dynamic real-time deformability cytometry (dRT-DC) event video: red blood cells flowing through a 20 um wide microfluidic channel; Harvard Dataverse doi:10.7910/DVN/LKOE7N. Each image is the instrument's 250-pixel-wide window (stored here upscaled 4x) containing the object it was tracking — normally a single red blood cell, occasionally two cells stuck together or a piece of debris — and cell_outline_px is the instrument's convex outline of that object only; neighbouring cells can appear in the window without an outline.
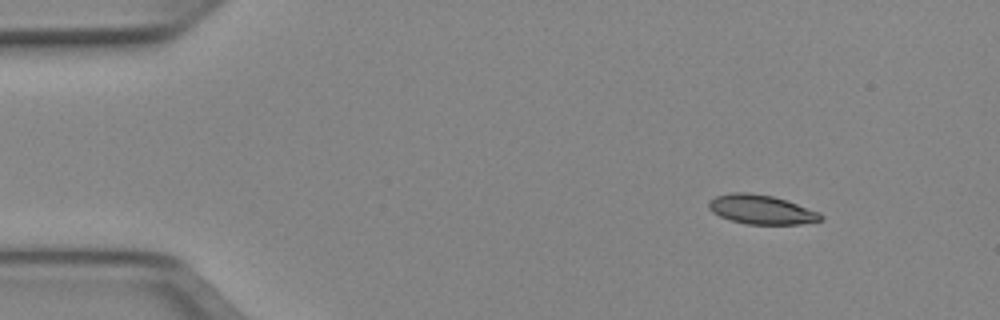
{"species": "Egyptian fruit bat (a non-hibernating species)", "species_latin": "Rousettus aegyptiacus", "temperature_condition": "cold", "stored_images_in_passage": 6, "camera_frame_rate_fps": 3000, "um_per_image_px": 0.085, "animal": {"sex": "female"}, "frame": {"image": 1, "passage_image": 1, "time_ms": 0.0, "image_size_px": [1000, 320], "cell_outline_px": [[824, 220], [800, 224], [744, 224], [720, 216], [712, 212], [708, 208], [708, 200], [716, 196], [732, 192], [748, 192], [772, 196], [820, 212], [824, 216]], "centroid_in_image_um": [64.7, 17.81], "position_along_channel_um": 20.3, "area_um2": 19.07}}
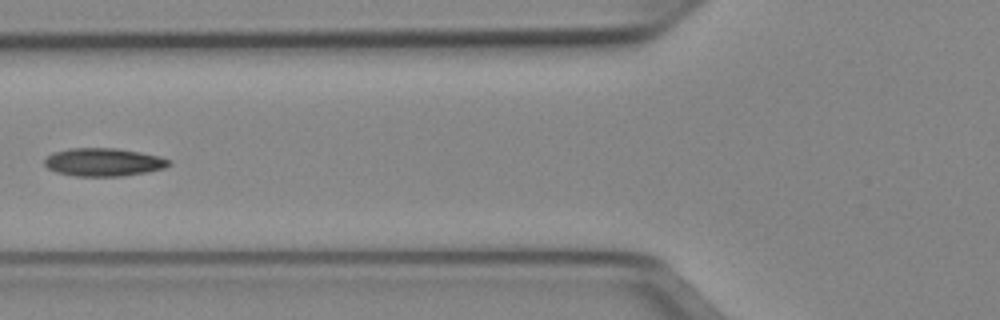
{"frame": {"image": 2, "passage_image": 5, "time_ms": 1.333, "image_size_px": [1000, 320], "cell_outline_px": [[172, 164], [164, 168], [148, 172], [120, 176], [76, 176], [56, 172], [48, 168], [44, 164], [44, 160], [52, 152], [68, 148], [116, 148], [140, 152], [160, 156], [172, 160]], "centroid_in_image_um": [8.82, 13.77], "position_along_channel_um": 117.0, "area_um2": 20.52}}
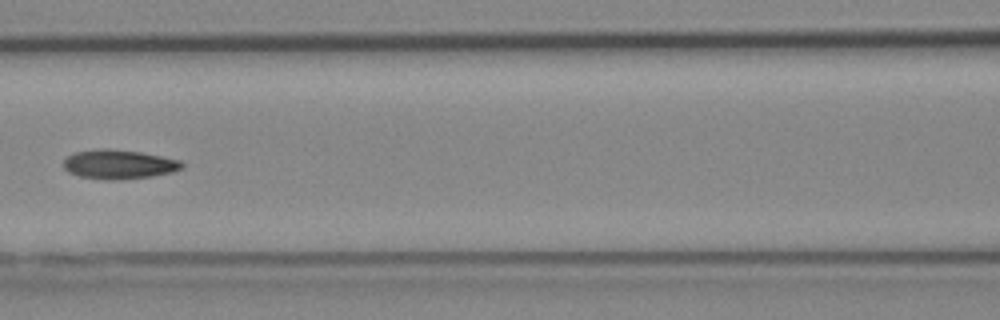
{"frame": {"image": 3, "passage_image": 6, "time_ms": 1.667, "image_size_px": [1000, 320], "cell_outline_px": [[184, 168], [172, 172], [152, 176], [116, 180], [108, 180], [80, 176], [68, 172], [64, 168], [64, 160], [72, 152], [100, 148], [108, 148], [140, 152], [180, 160], [184, 164]], "centroid_in_image_um": [10.1, 13.96], "position_along_channel_um": 156.5, "area_um2": 20.23}}